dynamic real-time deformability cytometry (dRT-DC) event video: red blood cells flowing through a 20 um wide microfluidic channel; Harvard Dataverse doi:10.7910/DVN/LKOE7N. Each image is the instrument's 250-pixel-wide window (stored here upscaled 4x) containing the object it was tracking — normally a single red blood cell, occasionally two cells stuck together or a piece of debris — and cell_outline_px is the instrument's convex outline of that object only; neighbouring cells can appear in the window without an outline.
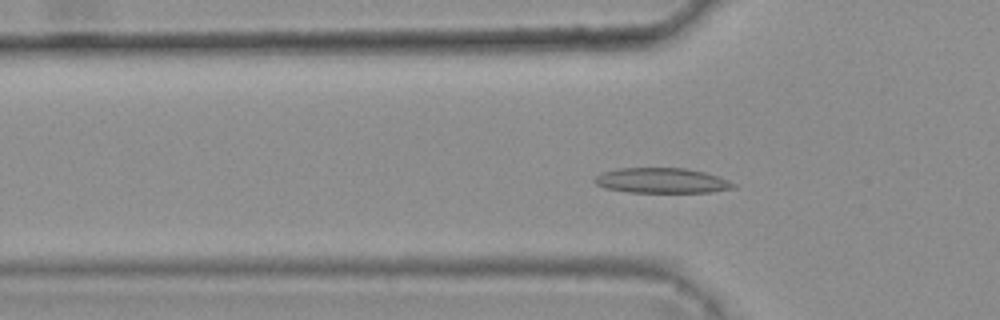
{"species": "common noctule bat (a hibernating species)", "species_latin": "Nyctalus noctula", "temperature_condition": "warm", "stored_images_in_passage": 43, "camera_frame_rate_fps": 3000, "um_per_image_px": 0.085, "animal": {"sex": "female", "body_mass_g": 25.1}, "frame": {"image": 1, "passage_image": 15, "time_ms": 4.667, "image_size_px": [1000, 320], "cell_outline_px": [[736, 188], [712, 192], [628, 192], [604, 188], [596, 184], [592, 180], [600, 172], [620, 168], [688, 168], [704, 172], [728, 180], [736, 184]], "centroid_in_image_um": [56.23, 15.35], "position_along_channel_um": 69.6, "area_um2": 20.46}}
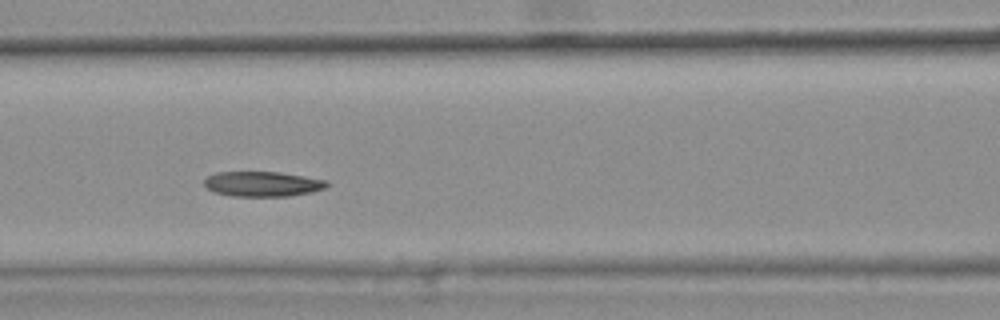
{"frame": {"image": 2, "passage_image": 21, "time_ms": 6.667, "image_size_px": [1000, 320], "cell_outline_px": [[328, 184], [324, 188], [312, 192], [288, 196], [232, 196], [212, 192], [204, 184], [204, 180], [208, 176], [216, 172], [280, 172], [328, 180]], "centroid_in_image_um": [22.31, 15.63], "position_along_channel_um": 144.3, "area_um2": 17.92}}
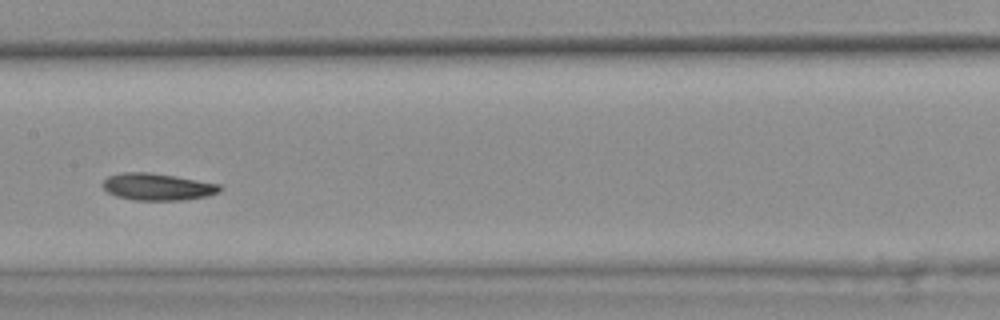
{"frame": {"image": 3, "passage_image": 25, "time_ms": 8.0, "image_size_px": [1000, 320], "cell_outline_px": [[224, 188], [220, 192], [208, 196], [180, 200], [132, 200], [116, 196], [108, 192], [100, 184], [108, 176], [120, 172], [152, 172], [176, 176], [220, 184]], "centroid_in_image_um": [13.39, 15.87], "position_along_channel_um": 194.0, "area_um2": 18.67}}